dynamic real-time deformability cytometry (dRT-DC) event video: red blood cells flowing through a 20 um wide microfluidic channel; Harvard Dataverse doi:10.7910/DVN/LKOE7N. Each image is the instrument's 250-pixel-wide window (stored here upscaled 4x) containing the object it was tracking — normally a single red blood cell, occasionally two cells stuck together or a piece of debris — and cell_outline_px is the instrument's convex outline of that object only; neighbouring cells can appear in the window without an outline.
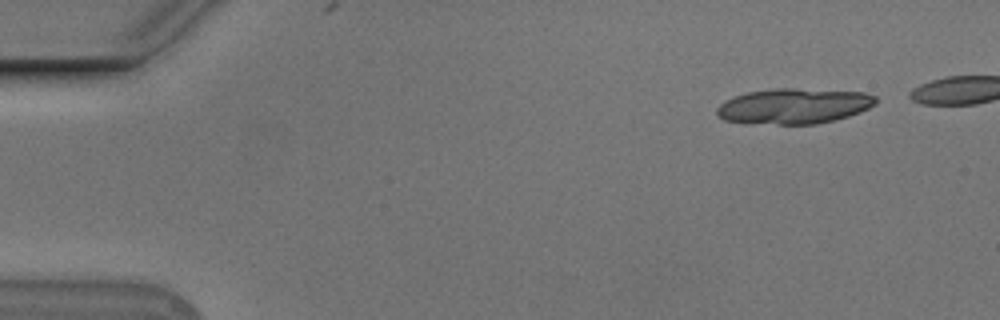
{"species": "Egyptian fruit bat (a non-hibernating species)", "species_latin": "Rousettus aegyptiacus", "temperature_condition": "cold", "stored_images_in_passage": 9, "camera_frame_rate_fps": 3000, "um_per_image_px": 0.085, "animal": {"sex": "male"}, "frame": {"image": 1, "passage_image": 1, "time_ms": 0.0, "image_size_px": [1000, 320], "cell_outline_px": [[876, 104], [860, 112], [848, 116], [816, 124], [776, 124], [724, 120], [716, 116], [716, 108], [724, 100], [732, 96], [748, 92], [772, 88], [796, 88], [864, 92], [876, 96]], "centroid_in_image_um": [67.46, 9.0], "position_along_channel_um": 17.5, "area_um2": 32.83}}